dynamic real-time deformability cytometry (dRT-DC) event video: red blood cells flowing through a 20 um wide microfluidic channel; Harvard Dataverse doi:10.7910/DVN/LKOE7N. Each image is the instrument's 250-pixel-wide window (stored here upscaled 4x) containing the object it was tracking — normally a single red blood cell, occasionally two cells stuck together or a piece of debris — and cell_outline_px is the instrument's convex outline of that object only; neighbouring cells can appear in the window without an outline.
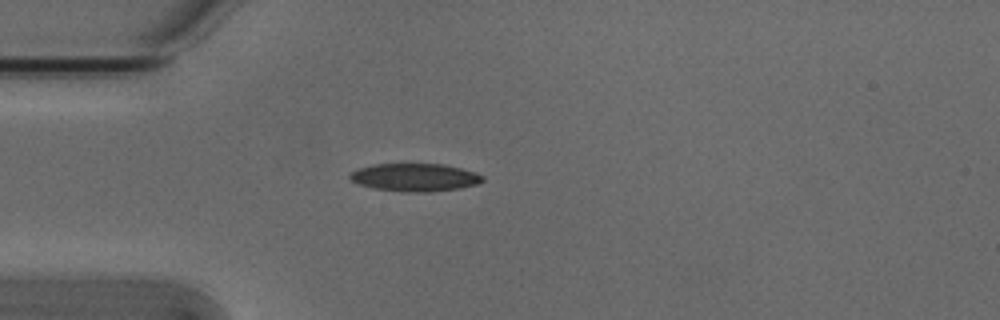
{"species": "Egyptian fruit bat (a non-hibernating species)", "species_latin": "Rousettus aegyptiacus", "temperature_condition": "cold", "stored_images_in_passage": 6, "camera_frame_rate_fps": 3000, "um_per_image_px": 0.085, "animal": {"sex": "male"}, "frame": {"image": 1, "passage_image": 4, "time_ms": 1.0, "image_size_px": [1000, 320], "cell_outline_px": [[484, 180], [476, 184], [460, 188], [428, 192], [408, 192], [372, 188], [360, 184], [352, 180], [348, 176], [352, 172], [360, 168], [376, 164], [444, 164], [476, 172], [484, 176]], "centroid_in_image_um": [35.3, 15.07], "position_along_channel_um": 49.7, "area_um2": 21.39}}